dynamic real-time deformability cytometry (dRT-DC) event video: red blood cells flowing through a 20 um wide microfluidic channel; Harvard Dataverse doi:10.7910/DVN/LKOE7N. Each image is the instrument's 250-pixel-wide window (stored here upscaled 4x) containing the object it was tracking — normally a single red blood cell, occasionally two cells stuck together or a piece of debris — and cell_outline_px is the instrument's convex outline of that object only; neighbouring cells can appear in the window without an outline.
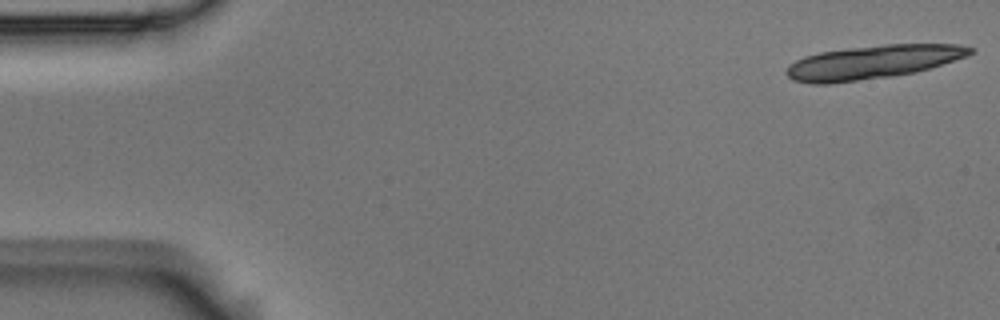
{"species": "Egyptian fruit bat (a non-hibernating species)", "species_latin": "Rousettus aegyptiacus", "temperature_condition": "room temperature", "stored_images_in_passage": 17, "camera_frame_rate_fps": 3000, "um_per_image_px": 0.085, "animal": {"sex": "male"}, "frame": {"image": 1, "passage_image": 1, "time_ms": 0.0, "image_size_px": [1000, 320], "cell_outline_px": [[976, 52], [968, 56], [916, 72], [892, 76], [828, 84], [812, 84], [792, 80], [784, 72], [788, 64], [804, 56], [820, 52], [848, 48], [884, 44], [960, 44], [976, 48]], "centroid_in_image_um": [74.18, 5.27], "position_along_channel_um": 10.8, "area_um2": 36.24}}